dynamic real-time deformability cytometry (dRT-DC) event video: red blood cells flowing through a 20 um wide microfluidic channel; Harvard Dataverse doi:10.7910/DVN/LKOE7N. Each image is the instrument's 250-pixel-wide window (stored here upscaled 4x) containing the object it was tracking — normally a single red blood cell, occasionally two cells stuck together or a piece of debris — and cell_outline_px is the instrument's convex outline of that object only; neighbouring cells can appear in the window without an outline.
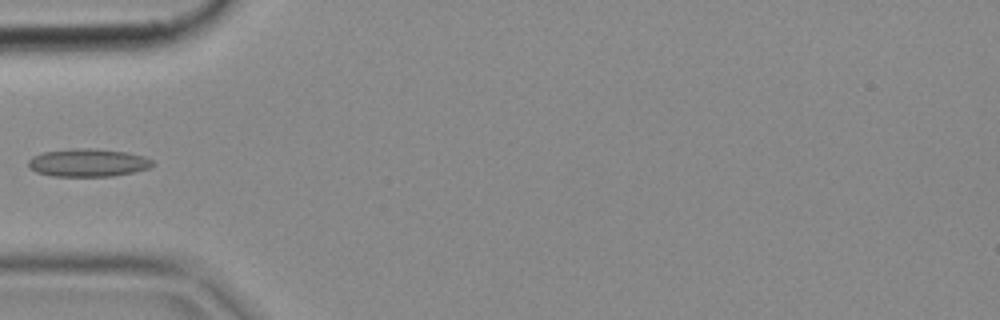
{"species": "common noctule bat (a hibernating species)", "species_latin": "Nyctalus noctula", "temperature_condition": "cold", "stored_images_in_passage": 5, "camera_frame_rate_fps": 3000, "um_per_image_px": 0.085, "animal": {"sex": "female", "body_mass_g": 18.4}, "frame": {"image": 1, "passage_image": 4, "time_ms": 1.0, "image_size_px": [1000, 320], "cell_outline_px": [[156, 164], [148, 168], [132, 172], [112, 176], [52, 176], [36, 172], [28, 168], [28, 160], [32, 156], [44, 152], [68, 148], [96, 148], [128, 152], [144, 156], [152, 160]], "centroid_in_image_um": [7.46, 13.82], "position_along_channel_um": 77.5, "area_um2": 20.46}}
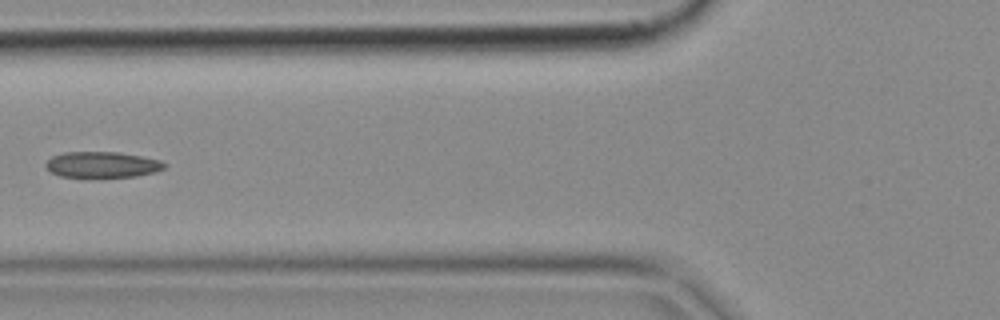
{"frame": {"image": 2, "passage_image": 5, "time_ms": 1.333, "image_size_px": [1000, 320], "cell_outline_px": [[168, 164], [164, 168], [156, 172], [136, 176], [60, 176], [52, 172], [44, 164], [52, 156], [64, 152], [120, 152], [160, 160]], "centroid_in_image_um": [8.72, 13.97], "position_along_channel_um": 117.1, "area_um2": 17.63}}